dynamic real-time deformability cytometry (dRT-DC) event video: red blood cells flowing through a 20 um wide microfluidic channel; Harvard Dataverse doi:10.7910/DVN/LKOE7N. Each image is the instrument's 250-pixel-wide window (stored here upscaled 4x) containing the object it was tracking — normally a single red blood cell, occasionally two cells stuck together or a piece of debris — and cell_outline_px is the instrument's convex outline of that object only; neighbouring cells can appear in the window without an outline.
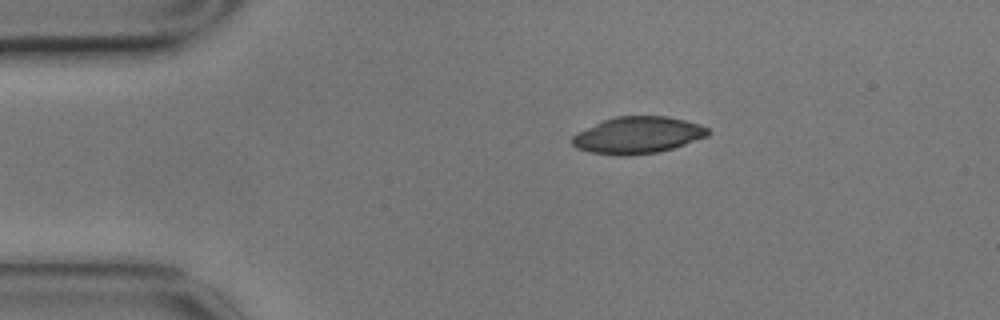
{"species": "common noctule bat (a hibernating species)", "species_latin": "Nyctalus noctula", "temperature_condition": "cold", "stored_images_in_passage": 2, "camera_frame_rate_fps": 3000, "um_per_image_px": 0.085, "animal": {"sex": "male", "body_mass_g": 17.9}, "frame": {"image": 1, "passage_image": 1, "time_ms": 0.0, "image_size_px": [1000, 320], "cell_outline_px": [[712, 132], [708, 136], [660, 152], [628, 156], [620, 156], [592, 152], [576, 148], [572, 144], [572, 136], [576, 132], [604, 120], [616, 116], [668, 116], [700, 124], [708, 128]], "centroid_in_image_um": [54.22, 11.49], "position_along_channel_um": 30.8, "area_um2": 29.19}}